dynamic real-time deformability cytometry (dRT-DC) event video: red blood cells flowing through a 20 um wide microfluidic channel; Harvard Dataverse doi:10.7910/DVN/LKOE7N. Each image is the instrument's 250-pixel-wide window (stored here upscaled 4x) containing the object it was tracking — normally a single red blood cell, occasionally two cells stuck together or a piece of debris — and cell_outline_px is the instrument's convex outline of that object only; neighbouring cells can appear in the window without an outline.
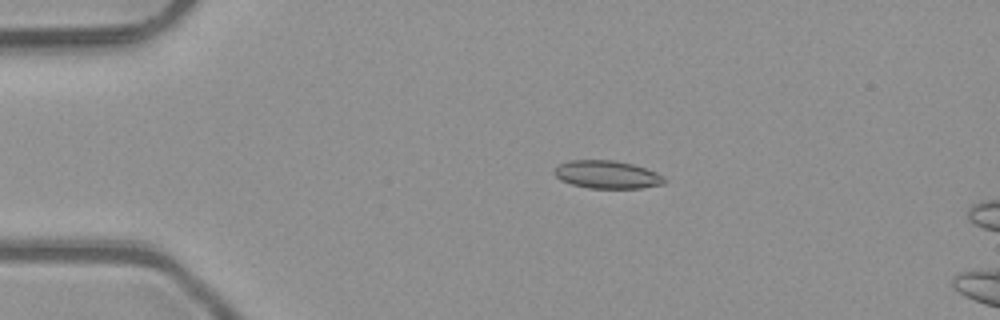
{"species": "common noctule bat (a hibernating species)", "species_latin": "Nyctalus noctula", "temperature_condition": "room temperature", "stored_images_in_passage": 2, "camera_frame_rate_fps": 3000, "um_per_image_px": 0.085, "animal": {"sex": "male", "body_mass_g": 23.1, "forearm_length_mm": 52.7}, "frame": {"image": 1, "passage_image": 1, "time_ms": 0.0, "image_size_px": [1000, 320], "cell_outline_px": [[668, 180], [664, 184], [640, 188], [588, 188], [572, 184], [560, 180], [552, 172], [560, 164], [568, 160], [612, 160], [632, 164], [656, 172], [664, 176]], "centroid_in_image_um": [51.61, 14.84], "position_along_channel_um": 33.4, "area_um2": 17.92}}